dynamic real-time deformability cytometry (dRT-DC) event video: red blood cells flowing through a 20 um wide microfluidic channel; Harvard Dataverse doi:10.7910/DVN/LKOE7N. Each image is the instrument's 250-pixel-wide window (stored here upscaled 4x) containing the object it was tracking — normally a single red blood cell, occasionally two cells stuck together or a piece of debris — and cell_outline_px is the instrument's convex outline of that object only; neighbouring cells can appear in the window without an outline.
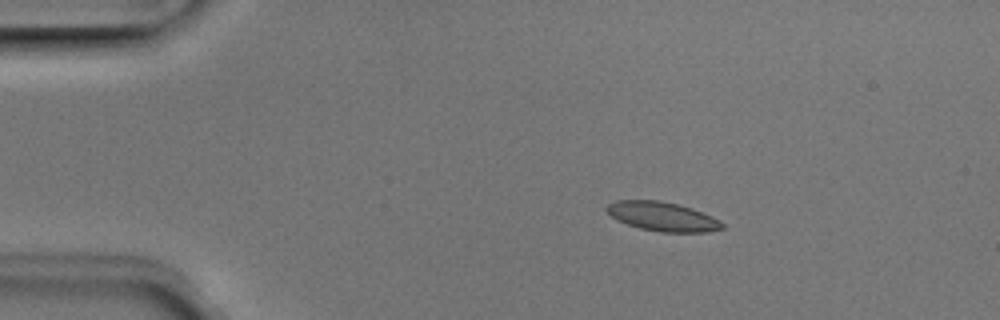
{"species": "Egyptian fruit bat (a non-hibernating species)", "species_latin": "Rousettus aegyptiacus", "temperature_condition": "room temperature", "stored_images_in_passage": 7, "camera_frame_rate_fps": 3000, "um_per_image_px": 0.085, "animal": {"sex": "male"}, "frame": {"image": 1, "passage_image": 3, "time_ms": 0.667, "image_size_px": [1000, 320], "cell_outline_px": [[724, 228], [708, 232], [660, 232], [640, 228], [616, 220], [604, 208], [608, 204], [616, 200], [660, 200], [680, 204], [692, 208], [712, 216], [720, 220], [724, 224]], "centroid_in_image_um": [56.32, 18.39], "position_along_channel_um": 28.7, "area_um2": 19.77}}
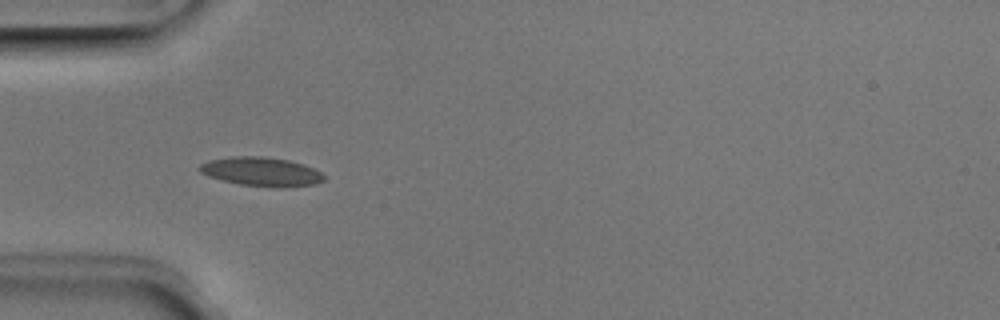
{"frame": {"image": 2, "passage_image": 5, "time_ms": 1.333, "image_size_px": [1000, 320], "cell_outline_px": [[324, 180], [316, 184], [284, 188], [276, 188], [240, 184], [208, 176], [200, 172], [196, 168], [200, 164], [208, 160], [232, 156], [264, 156], [288, 160], [304, 164], [320, 172], [324, 176]], "centroid_in_image_um": [22.2, 14.59], "position_along_channel_um": 62.8, "area_um2": 21.15}}
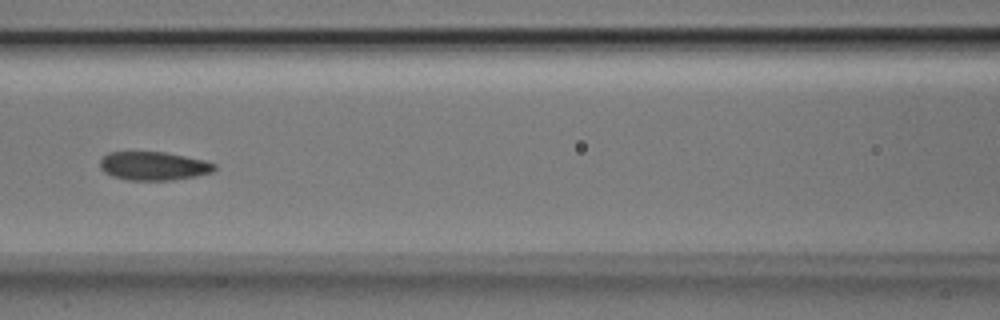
{"frame": {"image": 3, "passage_image": 7, "time_ms": 2.0, "image_size_px": [1000, 320], "cell_outline_px": [[216, 168], [212, 172], [196, 176], [172, 180], [128, 180], [112, 176], [104, 172], [100, 168], [100, 160], [108, 152], [164, 152], [204, 160], [216, 164]], "centroid_in_image_um": [13.04, 14.11], "position_along_channel_um": 153.6, "area_um2": 19.02}}